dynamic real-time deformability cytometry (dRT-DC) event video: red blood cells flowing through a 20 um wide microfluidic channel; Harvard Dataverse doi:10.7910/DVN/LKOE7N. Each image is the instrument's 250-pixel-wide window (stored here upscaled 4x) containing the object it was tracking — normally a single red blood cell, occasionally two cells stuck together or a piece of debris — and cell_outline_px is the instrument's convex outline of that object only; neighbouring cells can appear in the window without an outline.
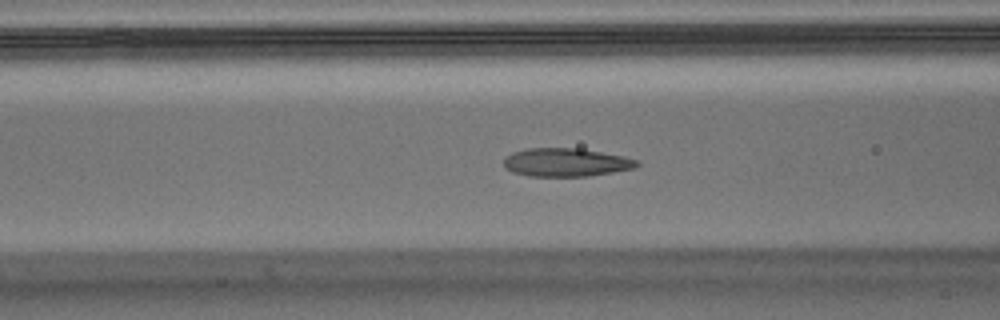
{"species": "Egyptian fruit bat (a non-hibernating species)", "species_latin": "Rousettus aegyptiacus", "temperature_condition": "warm", "stored_images_in_passage": 57, "camera_frame_rate_fps": 3000, "um_per_image_px": 0.085, "animal": {"sex": "male"}, "frame": {"image": 1, "passage_image": 21, "time_ms": 6.667, "image_size_px": [1000, 320], "cell_outline_px": [[640, 164], [636, 168], [588, 176], [528, 176], [512, 172], [504, 168], [504, 160], [512, 152], [528, 148], [580, 148], [624, 156], [640, 160]], "centroid_in_image_um": [48.14, 13.8], "position_along_channel_um": 118.5, "area_um2": 22.14}}
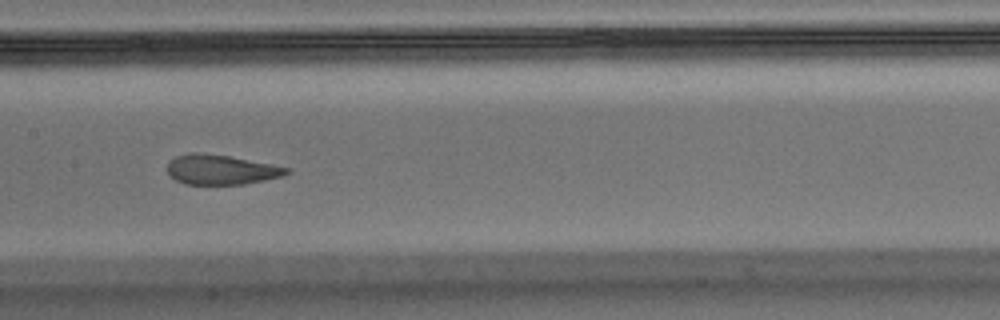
{"frame": {"image": 2, "passage_image": 27, "time_ms": 8.667, "image_size_px": [1000, 320], "cell_outline_px": [[292, 172], [284, 176], [244, 184], [184, 184], [176, 180], [168, 172], [168, 160], [176, 156], [192, 152], [196, 152], [228, 156], [272, 164], [292, 168]], "centroid_in_image_um": [18.83, 14.42], "position_along_channel_um": 188.6, "area_um2": 20.75}}
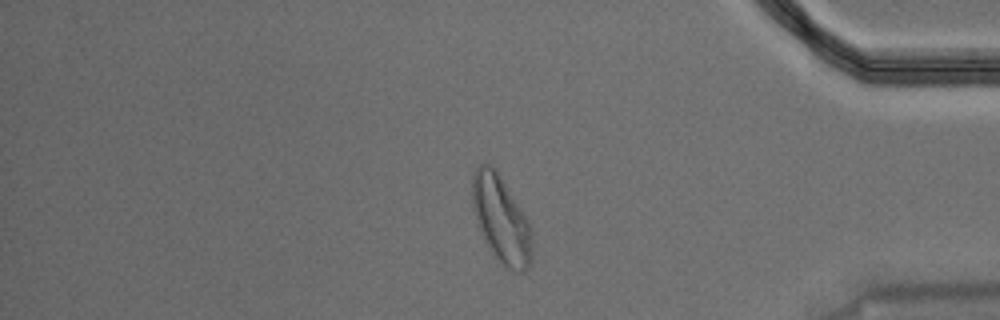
{"frame": {"image": 3, "passage_image": 47, "time_ms": 15.333, "image_size_px": [1000, 320], "cell_outline_px": [[532, 256], [528, 268], [520, 272], [516, 272], [504, 268], [488, 248], [480, 232], [476, 220], [472, 204], [472, 176], [476, 168], [480, 164], [488, 164], [496, 172], [528, 220], [532, 232]], "centroid_in_image_um": [42.59, 18.73], "position_along_channel_um": 392.6, "area_um2": 30.0}, "authors_computed_cell_mechanics": {"area_um2": 22.0796, "velocity_mm_per_s": 3.4891, "shape_relaxation_time_tau1_ms": 7.5511, "shape_relaxation_time_tau2_ms": 1.0886, "deformation_change_tau1": 0.2261, "deformation_change_tau2": 0.0716}}